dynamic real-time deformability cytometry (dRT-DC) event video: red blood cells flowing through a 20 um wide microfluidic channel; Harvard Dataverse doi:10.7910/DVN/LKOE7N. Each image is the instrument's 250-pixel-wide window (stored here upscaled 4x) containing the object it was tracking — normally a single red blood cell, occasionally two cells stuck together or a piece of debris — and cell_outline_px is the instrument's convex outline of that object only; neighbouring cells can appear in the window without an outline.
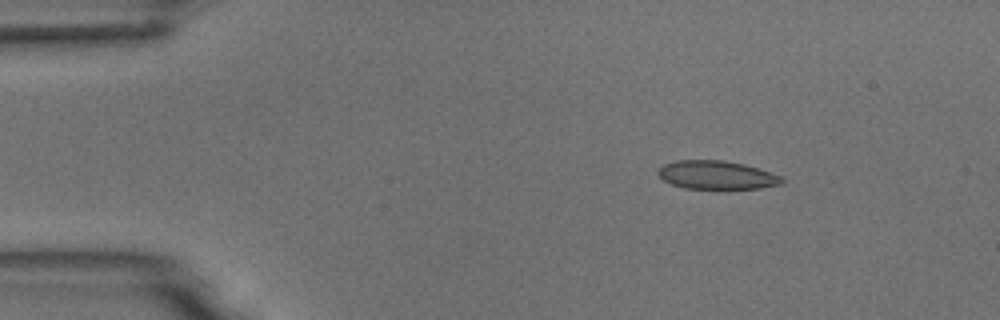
{"species": "common noctule bat (a hibernating species)", "species_latin": "Nyctalus noctula", "temperature_condition": "room temperature", "stored_images_in_passage": 5, "camera_frame_rate_fps": 3000, "um_per_image_px": 0.085, "animal": {"sex": "male", "body_mass_g": 18.8}, "frame": {"image": 1, "passage_image": 2, "time_ms": 0.333, "image_size_px": [1000, 320], "cell_outline_px": [[784, 180], [780, 184], [760, 188], [728, 192], [684, 188], [672, 184], [664, 180], [656, 172], [664, 164], [676, 160], [724, 160], [744, 164], [784, 176]], "centroid_in_image_um": [60.96, 14.93], "position_along_channel_um": 24.0, "area_um2": 21.5}}
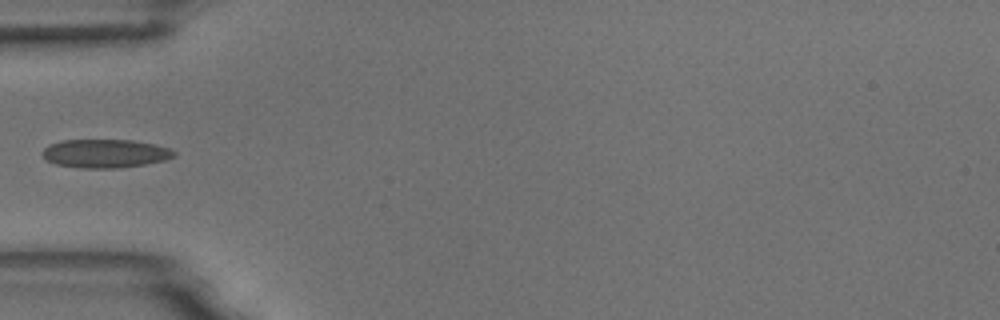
{"frame": {"image": 2, "passage_image": 5, "time_ms": 1.333, "image_size_px": [1000, 320], "cell_outline_px": [[176, 156], [164, 160], [144, 164], [120, 168], [80, 168], [56, 164], [48, 160], [40, 152], [48, 144], [60, 140], [132, 140], [156, 144], [168, 148], [176, 152]], "centroid_in_image_um": [8.93, 13.04], "position_along_channel_um": 76.1, "area_um2": 21.96}}